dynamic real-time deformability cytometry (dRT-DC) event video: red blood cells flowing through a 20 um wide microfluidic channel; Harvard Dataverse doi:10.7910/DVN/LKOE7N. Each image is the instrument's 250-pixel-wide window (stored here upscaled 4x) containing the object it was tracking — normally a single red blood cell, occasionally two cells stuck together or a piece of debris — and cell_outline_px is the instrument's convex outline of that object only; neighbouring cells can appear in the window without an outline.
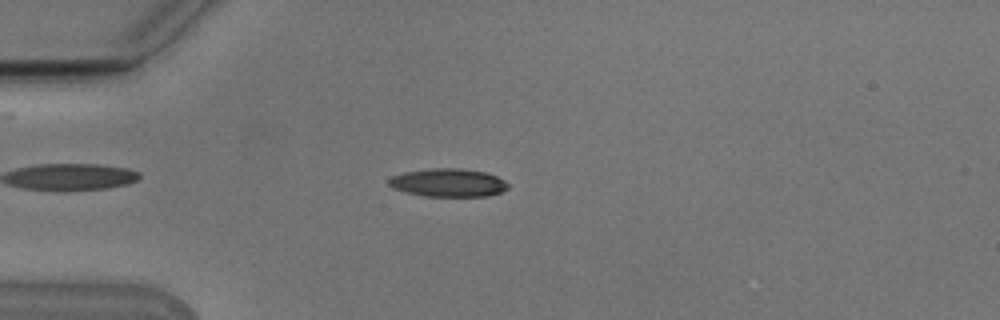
{"species": "Egyptian fruit bat (a non-hibernating species)", "species_latin": "Rousettus aegyptiacus", "temperature_condition": "cold", "stored_images_in_passage": 55, "camera_frame_rate_fps": 3000, "um_per_image_px": 0.085, "animal": {"sex": "male"}, "frame": {"image": 1, "passage_image": 15, "time_ms": 4.667, "image_size_px": [1000, 320], "cell_outline_px": [[508, 188], [500, 192], [488, 196], [424, 196], [392, 188], [388, 184], [388, 180], [392, 176], [404, 172], [432, 168], [456, 168], [484, 172], [496, 176], [504, 180], [508, 184]], "centroid_in_image_um": [38.09, 15.53], "position_along_channel_um": 46.9, "area_um2": 19.42}}
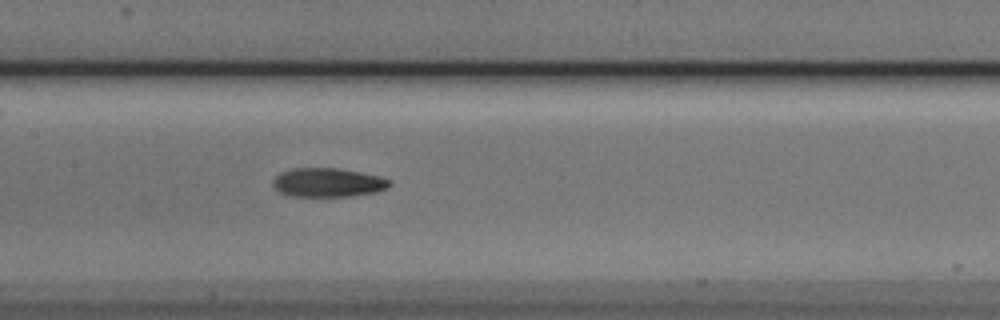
{"frame": {"image": 2, "passage_image": 27, "time_ms": 8.667, "image_size_px": [1000, 320], "cell_outline_px": [[392, 184], [388, 188], [376, 192], [352, 196], [288, 196], [280, 192], [272, 184], [272, 180], [280, 172], [296, 168], [336, 168], [360, 172], [380, 176], [388, 180]], "centroid_in_image_um": [27.87, 15.52], "position_along_channel_um": 179.5, "area_um2": 19.65}}
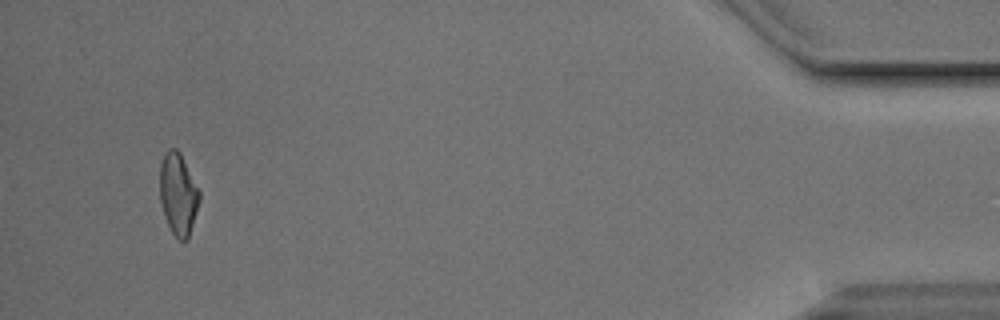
{"frame": {"image": 3, "passage_image": 52, "time_ms": 17.0, "image_size_px": [1000, 320], "cell_outline_px": [[200, 200], [188, 240], [180, 240], [172, 232], [164, 216], [160, 200], [160, 164], [164, 152], [168, 148], [176, 148], [180, 152], [200, 192]], "centroid_in_image_um": [15.14, 16.47], "position_along_channel_um": 420.1, "area_um2": 18.9}, "authors_computed_cell_mechanics": {"area_um2": 19.074, "velocity_mm_per_s": 3.7851, "shape_relaxation_time_tau1_ms": 4.0481, "shape_relaxation_time_tau2_ms": 3.752, "deformation_change_tau1": 0.1558, "deformation_change_tau2": 0.1194}}